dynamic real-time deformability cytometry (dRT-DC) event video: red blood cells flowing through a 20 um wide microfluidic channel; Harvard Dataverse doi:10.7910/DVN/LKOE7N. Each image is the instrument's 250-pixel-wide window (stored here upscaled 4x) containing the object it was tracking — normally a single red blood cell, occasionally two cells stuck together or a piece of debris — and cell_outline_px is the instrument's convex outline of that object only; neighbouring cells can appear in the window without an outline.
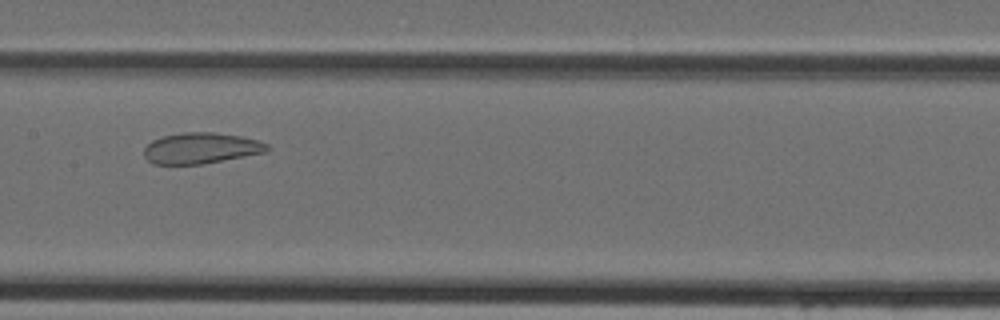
{"species": "Egyptian fruit bat (a non-hibernating species)", "species_latin": "Rousettus aegyptiacus", "temperature_condition": "cold", "stored_images_in_passage": 34, "camera_frame_rate_fps": 3000, "um_per_image_px": 0.085, "animal": {"sex": "female"}, "frame": {"image": 1, "passage_image": 13, "time_ms": 4.0, "image_size_px": [1000, 320], "cell_outline_px": [[268, 148], [264, 152], [244, 156], [200, 164], [152, 164], [144, 156], [144, 148], [152, 140], [164, 136], [184, 132], [212, 132], [240, 136], [256, 140], [268, 144]], "centroid_in_image_um": [17.03, 12.59], "position_along_channel_um": 190.4, "area_um2": 21.85}}
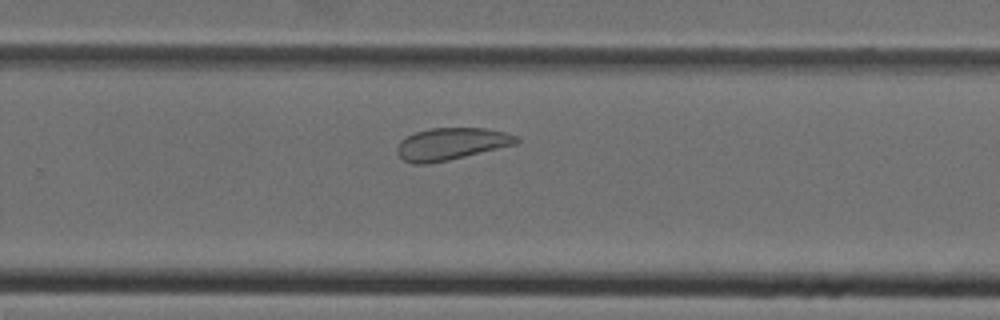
{"frame": {"image": 2, "passage_image": 20, "time_ms": 6.333, "image_size_px": [1000, 320], "cell_outline_px": [[520, 140], [516, 144], [448, 160], [428, 164], [412, 164], [404, 160], [396, 152], [396, 148], [400, 140], [416, 132], [428, 128], [484, 128], [504, 132], [516, 136]], "centroid_in_image_um": [38.31, 12.23], "position_along_channel_um": 291.5, "area_um2": 22.2}}
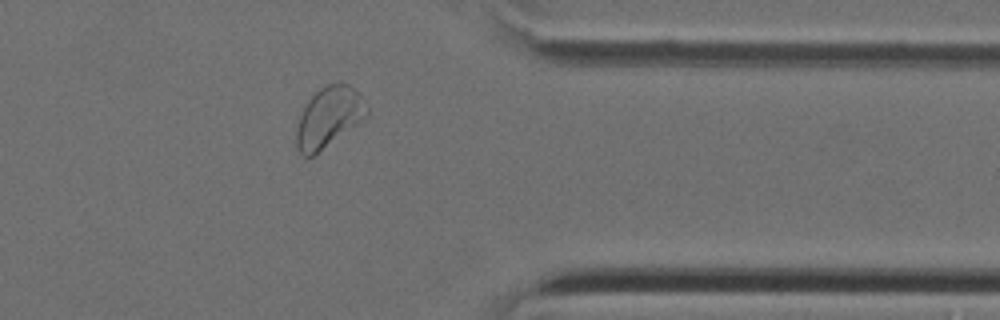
{"frame": {"image": 3, "passage_image": 27, "time_ms": 8.667, "image_size_px": [1000, 320], "cell_outline_px": [[368, 116], [312, 156], [304, 156], [296, 148], [296, 132], [300, 116], [308, 100], [324, 84], [348, 84], [360, 92], [368, 108]], "centroid_in_image_um": [27.96, 9.94], "position_along_channel_um": 383.4, "area_um2": 24.39}}